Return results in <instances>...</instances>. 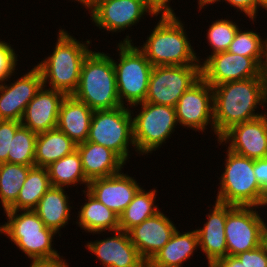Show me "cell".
<instances>
[{"mask_svg": "<svg viewBox=\"0 0 267 267\" xmlns=\"http://www.w3.org/2000/svg\"><path fill=\"white\" fill-rule=\"evenodd\" d=\"M267 96L260 77L223 83L213 87L215 134L219 137L231 126L256 119L258 105L265 107Z\"/></svg>", "mask_w": 267, "mask_h": 267, "instance_id": "1", "label": "cell"}, {"mask_svg": "<svg viewBox=\"0 0 267 267\" xmlns=\"http://www.w3.org/2000/svg\"><path fill=\"white\" fill-rule=\"evenodd\" d=\"M160 17L143 46H138L152 66L201 65L182 21L175 14H161Z\"/></svg>", "mask_w": 267, "mask_h": 267, "instance_id": "2", "label": "cell"}, {"mask_svg": "<svg viewBox=\"0 0 267 267\" xmlns=\"http://www.w3.org/2000/svg\"><path fill=\"white\" fill-rule=\"evenodd\" d=\"M69 34L60 29L53 53L36 65L42 73L43 86L47 87L48 82L50 89L61 91L66 96L76 91L83 61L91 52L88 47L90 40L80 43Z\"/></svg>", "mask_w": 267, "mask_h": 267, "instance_id": "3", "label": "cell"}, {"mask_svg": "<svg viewBox=\"0 0 267 267\" xmlns=\"http://www.w3.org/2000/svg\"><path fill=\"white\" fill-rule=\"evenodd\" d=\"M72 96L93 111L122 106L117 94L114 65L108 54L91 51L87 55L81 67L78 87Z\"/></svg>", "mask_w": 267, "mask_h": 267, "instance_id": "4", "label": "cell"}, {"mask_svg": "<svg viewBox=\"0 0 267 267\" xmlns=\"http://www.w3.org/2000/svg\"><path fill=\"white\" fill-rule=\"evenodd\" d=\"M19 211H4L8 218L7 223L0 225V233L8 236L7 238L32 261L63 259L58 251L52 248L53 236L57 233L47 228L34 210Z\"/></svg>", "mask_w": 267, "mask_h": 267, "instance_id": "5", "label": "cell"}, {"mask_svg": "<svg viewBox=\"0 0 267 267\" xmlns=\"http://www.w3.org/2000/svg\"><path fill=\"white\" fill-rule=\"evenodd\" d=\"M225 171L221 174L216 201L233 206L261 208L265 190L254 174V159L227 150Z\"/></svg>", "mask_w": 267, "mask_h": 267, "instance_id": "6", "label": "cell"}, {"mask_svg": "<svg viewBox=\"0 0 267 267\" xmlns=\"http://www.w3.org/2000/svg\"><path fill=\"white\" fill-rule=\"evenodd\" d=\"M126 37L117 46L119 63L112 59L116 74L117 94L122 106H125V99L129 107H137L145 101L153 66L145 54L133 45L130 37Z\"/></svg>", "mask_w": 267, "mask_h": 267, "instance_id": "7", "label": "cell"}, {"mask_svg": "<svg viewBox=\"0 0 267 267\" xmlns=\"http://www.w3.org/2000/svg\"><path fill=\"white\" fill-rule=\"evenodd\" d=\"M120 106L109 110L93 112L87 141L102 145L114 151L125 163L128 160L129 145L136 149L133 138V112Z\"/></svg>", "mask_w": 267, "mask_h": 267, "instance_id": "8", "label": "cell"}, {"mask_svg": "<svg viewBox=\"0 0 267 267\" xmlns=\"http://www.w3.org/2000/svg\"><path fill=\"white\" fill-rule=\"evenodd\" d=\"M139 114L133 120V138L136 152L140 154L156 151L175 131L178 121L175 107L148 102L140 103Z\"/></svg>", "mask_w": 267, "mask_h": 267, "instance_id": "9", "label": "cell"}, {"mask_svg": "<svg viewBox=\"0 0 267 267\" xmlns=\"http://www.w3.org/2000/svg\"><path fill=\"white\" fill-rule=\"evenodd\" d=\"M201 77V65L154 66L144 102L175 107L186 90Z\"/></svg>", "mask_w": 267, "mask_h": 267, "instance_id": "10", "label": "cell"}, {"mask_svg": "<svg viewBox=\"0 0 267 267\" xmlns=\"http://www.w3.org/2000/svg\"><path fill=\"white\" fill-rule=\"evenodd\" d=\"M255 209V210H253ZM266 223L255 206H233L227 204L225 237L227 255L254 250L264 243Z\"/></svg>", "mask_w": 267, "mask_h": 267, "instance_id": "11", "label": "cell"}, {"mask_svg": "<svg viewBox=\"0 0 267 267\" xmlns=\"http://www.w3.org/2000/svg\"><path fill=\"white\" fill-rule=\"evenodd\" d=\"M175 113L181 126L203 132L210 124L215 134L213 87L201 77L180 97Z\"/></svg>", "mask_w": 267, "mask_h": 267, "instance_id": "12", "label": "cell"}, {"mask_svg": "<svg viewBox=\"0 0 267 267\" xmlns=\"http://www.w3.org/2000/svg\"><path fill=\"white\" fill-rule=\"evenodd\" d=\"M89 12L97 27L113 33L132 27L146 13L158 16L145 0H101Z\"/></svg>", "mask_w": 267, "mask_h": 267, "instance_id": "13", "label": "cell"}, {"mask_svg": "<svg viewBox=\"0 0 267 267\" xmlns=\"http://www.w3.org/2000/svg\"><path fill=\"white\" fill-rule=\"evenodd\" d=\"M201 65V76L212 87L259 77V64L251 57L228 51L209 55Z\"/></svg>", "mask_w": 267, "mask_h": 267, "instance_id": "14", "label": "cell"}, {"mask_svg": "<svg viewBox=\"0 0 267 267\" xmlns=\"http://www.w3.org/2000/svg\"><path fill=\"white\" fill-rule=\"evenodd\" d=\"M229 144L228 150L251 159L267 158V117L238 123L226 130L218 140Z\"/></svg>", "mask_w": 267, "mask_h": 267, "instance_id": "15", "label": "cell"}, {"mask_svg": "<svg viewBox=\"0 0 267 267\" xmlns=\"http://www.w3.org/2000/svg\"><path fill=\"white\" fill-rule=\"evenodd\" d=\"M8 79L0 83V120L21 122L26 106L43 86L42 73L35 66L14 83L6 84Z\"/></svg>", "mask_w": 267, "mask_h": 267, "instance_id": "16", "label": "cell"}, {"mask_svg": "<svg viewBox=\"0 0 267 267\" xmlns=\"http://www.w3.org/2000/svg\"><path fill=\"white\" fill-rule=\"evenodd\" d=\"M141 187L137 181L122 172L91 180L87 191L118 216L132 202Z\"/></svg>", "mask_w": 267, "mask_h": 267, "instance_id": "17", "label": "cell"}, {"mask_svg": "<svg viewBox=\"0 0 267 267\" xmlns=\"http://www.w3.org/2000/svg\"><path fill=\"white\" fill-rule=\"evenodd\" d=\"M177 227L161 211L127 231L144 261H149L170 240Z\"/></svg>", "mask_w": 267, "mask_h": 267, "instance_id": "18", "label": "cell"}, {"mask_svg": "<svg viewBox=\"0 0 267 267\" xmlns=\"http://www.w3.org/2000/svg\"><path fill=\"white\" fill-rule=\"evenodd\" d=\"M113 237L95 240L85 245L104 267H143L144 260L123 230L114 231Z\"/></svg>", "mask_w": 267, "mask_h": 267, "instance_id": "19", "label": "cell"}, {"mask_svg": "<svg viewBox=\"0 0 267 267\" xmlns=\"http://www.w3.org/2000/svg\"><path fill=\"white\" fill-rule=\"evenodd\" d=\"M65 94L42 86L26 106L21 125L37 134L57 127L59 108Z\"/></svg>", "mask_w": 267, "mask_h": 267, "instance_id": "20", "label": "cell"}, {"mask_svg": "<svg viewBox=\"0 0 267 267\" xmlns=\"http://www.w3.org/2000/svg\"><path fill=\"white\" fill-rule=\"evenodd\" d=\"M211 213L207 215V221L203 228L196 229L199 247L208 259V267L217 260L227 256V243L225 237V222L227 216V204L216 201Z\"/></svg>", "mask_w": 267, "mask_h": 267, "instance_id": "21", "label": "cell"}, {"mask_svg": "<svg viewBox=\"0 0 267 267\" xmlns=\"http://www.w3.org/2000/svg\"><path fill=\"white\" fill-rule=\"evenodd\" d=\"M86 179L91 180L120 173L126 164L114 151L102 145L85 141L77 144Z\"/></svg>", "mask_w": 267, "mask_h": 267, "instance_id": "22", "label": "cell"}, {"mask_svg": "<svg viewBox=\"0 0 267 267\" xmlns=\"http://www.w3.org/2000/svg\"><path fill=\"white\" fill-rule=\"evenodd\" d=\"M93 110L72 95L65 96L62 100L57 129L64 132L76 144L87 141Z\"/></svg>", "mask_w": 267, "mask_h": 267, "instance_id": "23", "label": "cell"}, {"mask_svg": "<svg viewBox=\"0 0 267 267\" xmlns=\"http://www.w3.org/2000/svg\"><path fill=\"white\" fill-rule=\"evenodd\" d=\"M62 187L51 186L33 209L45 226L56 233L70 220L69 197Z\"/></svg>", "mask_w": 267, "mask_h": 267, "instance_id": "24", "label": "cell"}, {"mask_svg": "<svg viewBox=\"0 0 267 267\" xmlns=\"http://www.w3.org/2000/svg\"><path fill=\"white\" fill-rule=\"evenodd\" d=\"M199 248L196 230L180 233L178 229L170 240L150 260L161 267H182L183 263Z\"/></svg>", "mask_w": 267, "mask_h": 267, "instance_id": "25", "label": "cell"}, {"mask_svg": "<svg viewBox=\"0 0 267 267\" xmlns=\"http://www.w3.org/2000/svg\"><path fill=\"white\" fill-rule=\"evenodd\" d=\"M76 149L77 144L57 128L39 133L35 144V166L48 167Z\"/></svg>", "mask_w": 267, "mask_h": 267, "instance_id": "26", "label": "cell"}, {"mask_svg": "<svg viewBox=\"0 0 267 267\" xmlns=\"http://www.w3.org/2000/svg\"><path fill=\"white\" fill-rule=\"evenodd\" d=\"M86 194L87 202L81 206L78 212L79 219L76 222L86 232L98 233L119 230V216L107 208L103 203L98 201L87 190H83Z\"/></svg>", "mask_w": 267, "mask_h": 267, "instance_id": "27", "label": "cell"}, {"mask_svg": "<svg viewBox=\"0 0 267 267\" xmlns=\"http://www.w3.org/2000/svg\"><path fill=\"white\" fill-rule=\"evenodd\" d=\"M51 186L47 167H31L16 202L8 210H33Z\"/></svg>", "mask_w": 267, "mask_h": 267, "instance_id": "28", "label": "cell"}, {"mask_svg": "<svg viewBox=\"0 0 267 267\" xmlns=\"http://www.w3.org/2000/svg\"><path fill=\"white\" fill-rule=\"evenodd\" d=\"M48 174L52 186L65 188L77 183L85 184L88 187L79 152L73 153L51 163L48 167Z\"/></svg>", "mask_w": 267, "mask_h": 267, "instance_id": "29", "label": "cell"}, {"mask_svg": "<svg viewBox=\"0 0 267 267\" xmlns=\"http://www.w3.org/2000/svg\"><path fill=\"white\" fill-rule=\"evenodd\" d=\"M156 192V189L145 192L142 187L137 191L132 202L119 215L120 230L127 232L159 212L158 205L154 204Z\"/></svg>", "mask_w": 267, "mask_h": 267, "instance_id": "30", "label": "cell"}, {"mask_svg": "<svg viewBox=\"0 0 267 267\" xmlns=\"http://www.w3.org/2000/svg\"><path fill=\"white\" fill-rule=\"evenodd\" d=\"M31 167L8 162L0 164V200L4 211L16 202Z\"/></svg>", "mask_w": 267, "mask_h": 267, "instance_id": "31", "label": "cell"}, {"mask_svg": "<svg viewBox=\"0 0 267 267\" xmlns=\"http://www.w3.org/2000/svg\"><path fill=\"white\" fill-rule=\"evenodd\" d=\"M37 133L29 128L20 126L14 137H11L10 151H8V163L35 166V144Z\"/></svg>", "mask_w": 267, "mask_h": 267, "instance_id": "32", "label": "cell"}, {"mask_svg": "<svg viewBox=\"0 0 267 267\" xmlns=\"http://www.w3.org/2000/svg\"><path fill=\"white\" fill-rule=\"evenodd\" d=\"M266 39H261L259 33L253 31H241L239 28L231 42L228 52L253 58L260 63L263 46Z\"/></svg>", "mask_w": 267, "mask_h": 267, "instance_id": "33", "label": "cell"}, {"mask_svg": "<svg viewBox=\"0 0 267 267\" xmlns=\"http://www.w3.org/2000/svg\"><path fill=\"white\" fill-rule=\"evenodd\" d=\"M239 27L232 20L218 19L209 26L207 39L212 53L227 51Z\"/></svg>", "mask_w": 267, "mask_h": 267, "instance_id": "34", "label": "cell"}, {"mask_svg": "<svg viewBox=\"0 0 267 267\" xmlns=\"http://www.w3.org/2000/svg\"><path fill=\"white\" fill-rule=\"evenodd\" d=\"M17 57L14 48L0 40V83L14 75Z\"/></svg>", "mask_w": 267, "mask_h": 267, "instance_id": "35", "label": "cell"}, {"mask_svg": "<svg viewBox=\"0 0 267 267\" xmlns=\"http://www.w3.org/2000/svg\"><path fill=\"white\" fill-rule=\"evenodd\" d=\"M21 126L19 121L0 120V164L8 162V151H10L11 137Z\"/></svg>", "mask_w": 267, "mask_h": 267, "instance_id": "36", "label": "cell"}, {"mask_svg": "<svg viewBox=\"0 0 267 267\" xmlns=\"http://www.w3.org/2000/svg\"><path fill=\"white\" fill-rule=\"evenodd\" d=\"M244 267H267V245L263 243L254 250L236 255Z\"/></svg>", "mask_w": 267, "mask_h": 267, "instance_id": "37", "label": "cell"}, {"mask_svg": "<svg viewBox=\"0 0 267 267\" xmlns=\"http://www.w3.org/2000/svg\"><path fill=\"white\" fill-rule=\"evenodd\" d=\"M221 0H216L218 2ZM230 4V6L237 8V10H241L244 12L246 16L249 17L252 21L257 18V0H224Z\"/></svg>", "mask_w": 267, "mask_h": 267, "instance_id": "38", "label": "cell"}, {"mask_svg": "<svg viewBox=\"0 0 267 267\" xmlns=\"http://www.w3.org/2000/svg\"><path fill=\"white\" fill-rule=\"evenodd\" d=\"M254 174L259 185L267 190V158L254 160Z\"/></svg>", "mask_w": 267, "mask_h": 267, "instance_id": "39", "label": "cell"}, {"mask_svg": "<svg viewBox=\"0 0 267 267\" xmlns=\"http://www.w3.org/2000/svg\"><path fill=\"white\" fill-rule=\"evenodd\" d=\"M146 3L159 14H176L174 10L169 6L171 0H145Z\"/></svg>", "mask_w": 267, "mask_h": 267, "instance_id": "40", "label": "cell"}, {"mask_svg": "<svg viewBox=\"0 0 267 267\" xmlns=\"http://www.w3.org/2000/svg\"><path fill=\"white\" fill-rule=\"evenodd\" d=\"M259 77L263 84L265 94L267 96V39L263 46V52L259 63Z\"/></svg>", "mask_w": 267, "mask_h": 267, "instance_id": "41", "label": "cell"}, {"mask_svg": "<svg viewBox=\"0 0 267 267\" xmlns=\"http://www.w3.org/2000/svg\"><path fill=\"white\" fill-rule=\"evenodd\" d=\"M211 267H244L236 256L227 255L217 260Z\"/></svg>", "mask_w": 267, "mask_h": 267, "instance_id": "42", "label": "cell"}, {"mask_svg": "<svg viewBox=\"0 0 267 267\" xmlns=\"http://www.w3.org/2000/svg\"><path fill=\"white\" fill-rule=\"evenodd\" d=\"M30 267H69L65 259L53 261H32Z\"/></svg>", "mask_w": 267, "mask_h": 267, "instance_id": "43", "label": "cell"}, {"mask_svg": "<svg viewBox=\"0 0 267 267\" xmlns=\"http://www.w3.org/2000/svg\"><path fill=\"white\" fill-rule=\"evenodd\" d=\"M215 1L216 0H198L199 9H202L209 4H213Z\"/></svg>", "mask_w": 267, "mask_h": 267, "instance_id": "44", "label": "cell"}, {"mask_svg": "<svg viewBox=\"0 0 267 267\" xmlns=\"http://www.w3.org/2000/svg\"><path fill=\"white\" fill-rule=\"evenodd\" d=\"M98 1H101V0H86L83 3V6H85L86 9H90Z\"/></svg>", "mask_w": 267, "mask_h": 267, "instance_id": "45", "label": "cell"}, {"mask_svg": "<svg viewBox=\"0 0 267 267\" xmlns=\"http://www.w3.org/2000/svg\"><path fill=\"white\" fill-rule=\"evenodd\" d=\"M259 6L267 10V0H257V12H258V9L260 8Z\"/></svg>", "mask_w": 267, "mask_h": 267, "instance_id": "46", "label": "cell"}, {"mask_svg": "<svg viewBox=\"0 0 267 267\" xmlns=\"http://www.w3.org/2000/svg\"><path fill=\"white\" fill-rule=\"evenodd\" d=\"M143 267H161V266H158V265H156V264H153V263L149 260V261H145V262H144Z\"/></svg>", "mask_w": 267, "mask_h": 267, "instance_id": "47", "label": "cell"}, {"mask_svg": "<svg viewBox=\"0 0 267 267\" xmlns=\"http://www.w3.org/2000/svg\"><path fill=\"white\" fill-rule=\"evenodd\" d=\"M265 207V206H267V190L265 191V196H264V199H263V202H262V205H261V207Z\"/></svg>", "mask_w": 267, "mask_h": 267, "instance_id": "48", "label": "cell"}, {"mask_svg": "<svg viewBox=\"0 0 267 267\" xmlns=\"http://www.w3.org/2000/svg\"><path fill=\"white\" fill-rule=\"evenodd\" d=\"M264 243L267 245V223L264 229Z\"/></svg>", "mask_w": 267, "mask_h": 267, "instance_id": "49", "label": "cell"}, {"mask_svg": "<svg viewBox=\"0 0 267 267\" xmlns=\"http://www.w3.org/2000/svg\"><path fill=\"white\" fill-rule=\"evenodd\" d=\"M77 2H80V4H83L86 0H75Z\"/></svg>", "mask_w": 267, "mask_h": 267, "instance_id": "50", "label": "cell"}]
</instances>
